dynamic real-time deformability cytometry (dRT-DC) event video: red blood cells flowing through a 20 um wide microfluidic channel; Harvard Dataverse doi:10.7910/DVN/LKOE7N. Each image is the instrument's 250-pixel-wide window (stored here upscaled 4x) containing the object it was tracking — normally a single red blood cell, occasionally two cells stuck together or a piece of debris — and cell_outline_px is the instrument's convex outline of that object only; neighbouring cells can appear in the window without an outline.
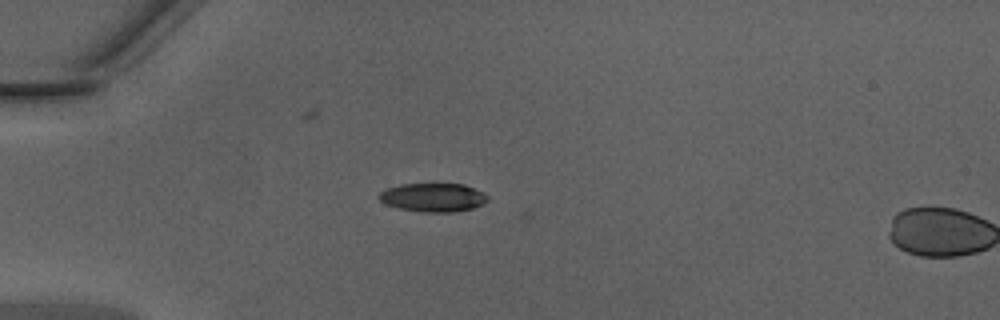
{"species": "Egyptian fruit bat (a non-hibernating species)", "species_latin": "Rousettus aegyptiacus", "temperature_condition": "warm", "stored_images_in_passage": 3, "camera_frame_rate_fps": 3000, "um_per_image_px": 0.085, "animal": {"sex": "male"}, "frame": {"image": 1, "passage_image": 1, "time_ms": 0.0, "image_size_px": [1000, 320], "cell_outline_px": [[488, 200], [472, 208], [456, 212], [420, 212], [400, 208], [388, 204], [380, 200], [376, 196], [380, 192], [388, 188], [400, 184], [464, 184], [484, 192], [488, 196]], "centroid_in_image_um": [36.82, 16.78], "position_along_channel_um": 48.2, "area_um2": 18.03}}